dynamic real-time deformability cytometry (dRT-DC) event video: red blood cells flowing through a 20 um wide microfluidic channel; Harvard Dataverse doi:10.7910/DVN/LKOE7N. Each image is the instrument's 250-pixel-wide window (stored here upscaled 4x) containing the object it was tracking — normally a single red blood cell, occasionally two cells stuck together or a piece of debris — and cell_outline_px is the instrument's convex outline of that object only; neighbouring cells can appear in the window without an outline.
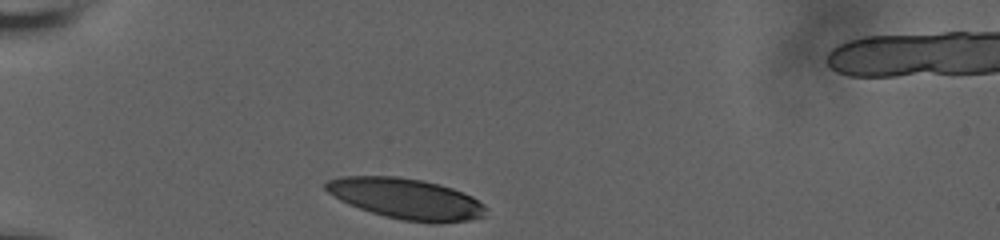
{"species": "human", "species_latin": "Homo sapiens", "temperature_condition": "room temperature", "stored_images_in_passage": 32, "camera_frame_rate_fps": 3000, "um_per_image_px": 0.085, "donor": {"sex": "male"}, "frame": {"image": 1, "passage_image": 1, "time_ms": 0.0, "image_size_px": [1000, 240], "cell_outline_px": [[488, 208], [484, 216], [472, 220], [436, 224], [400, 220], [384, 216], [348, 204], [340, 200], [328, 192], [324, 188], [324, 184], [328, 180], [340, 176], [400, 176], [424, 180], [440, 184], [452, 188], [472, 196], [484, 204]], "centroid_in_image_um": [34.55, 16.9], "position_along_channel_um": 50.4, "area_um2": 38.44}}
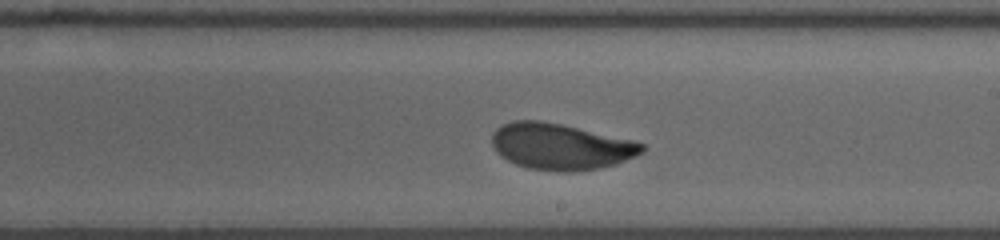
{"frame": {"image": 2, "passage_image": 19, "time_ms": 6.0, "image_size_px": [1000, 240], "cell_outline_px": [[644, 152], [636, 156], [616, 164], [600, 168], [572, 172], [560, 172], [528, 168], [516, 164], [500, 156], [496, 152], [492, 144], [492, 132], [500, 124], [512, 120], [540, 120], [560, 124], [636, 140], [644, 144]], "centroid_in_image_um": [47.65, 12.45], "position_along_channel_um": 241.3, "area_um2": 40.86}}
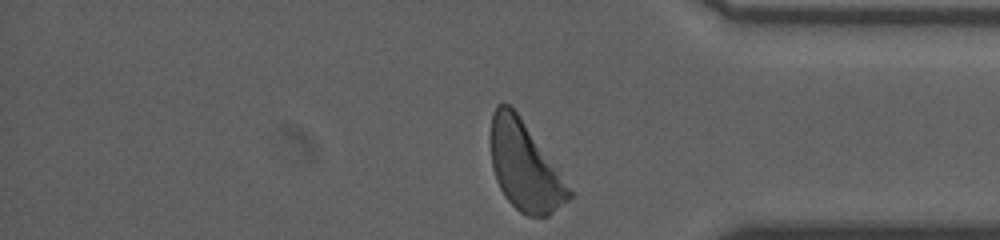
{"frame": {"image": 3, "passage_image": 32, "time_ms": 10.333, "image_size_px": [1000, 240], "cell_outline_px": [[572, 196], [568, 200], [548, 216], [528, 216], [520, 212], [504, 196], [496, 180], [492, 168], [492, 112], [496, 104], [508, 104], [516, 112], [572, 192]], "centroid_in_image_um": [44.57, 14.18], "position_along_channel_um": 390.6, "area_um2": 38.96}, "authors_computed_cell_mechanics": {"area_um2": 40.0843, "velocity_mm_per_s": 3.6864, "shape_relaxation_time_tau1_ms": 4.1105, "shape_relaxation_time_tau2_ms": 1.3157, "deformation_change_tau1": 0.1976, "deformation_change_tau2": 0.0636}}